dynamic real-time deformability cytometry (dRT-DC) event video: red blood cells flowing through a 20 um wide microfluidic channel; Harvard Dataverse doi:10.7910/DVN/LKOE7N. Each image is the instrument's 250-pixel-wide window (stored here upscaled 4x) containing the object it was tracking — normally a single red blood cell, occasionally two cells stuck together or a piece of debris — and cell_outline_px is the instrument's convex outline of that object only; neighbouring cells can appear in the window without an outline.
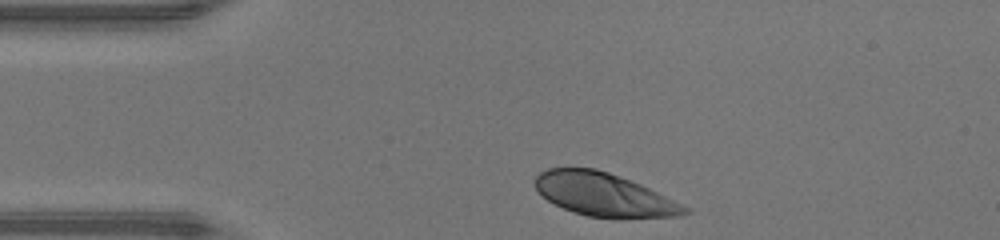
{"species": "human", "species_latin": "Homo sapiens", "temperature_condition": "warm", "stored_images_in_passage": 29, "camera_frame_rate_fps": 3000, "um_per_image_px": 0.085, "donor": {"sex": "male"}, "frame": {"image": 1, "passage_image": 1, "time_ms": 0.0, "image_size_px": [1000, 240], "cell_outline_px": [[692, 212], [680, 216], [620, 220], [616, 220], [588, 216], [564, 208], [548, 200], [532, 184], [532, 180], [540, 172], [548, 168], [596, 168], [620, 176], [640, 184], [688, 208]], "centroid_in_image_um": [51.34, 16.57], "position_along_channel_um": 33.7, "area_um2": 37.92}}
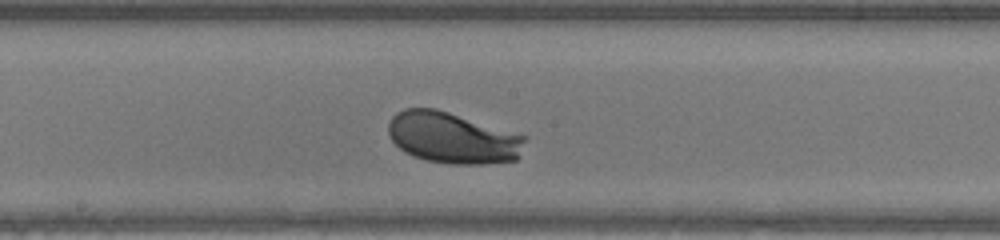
{"frame": {"image": 2, "passage_image": 16, "time_ms": 5.0, "image_size_px": [1000, 240], "cell_outline_px": [[528, 136], [520, 156], [516, 160], [484, 164], [452, 164], [428, 160], [412, 156], [404, 152], [392, 140], [388, 132], [388, 124], [392, 116], [396, 112], [404, 108], [436, 108]], "centroid_in_image_um": [38.49, 11.71], "position_along_channel_um": 209.7, "area_um2": 41.04}}
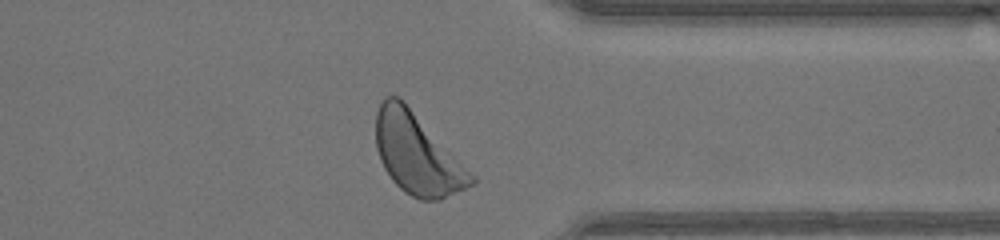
{"frame": {"image": 3, "passage_image": 28, "time_ms": 9.0, "image_size_px": [1000, 240], "cell_outline_px": [[476, 184], [440, 200], [420, 200], [404, 192], [392, 180], [384, 168], [380, 160], [376, 148], [376, 112], [384, 96], [396, 96], [404, 100], [476, 176]], "centroid_in_image_um": [35.48, 13.1], "position_along_channel_um": 375.9, "area_um2": 45.08}, "authors_computed_cell_mechanics": {"area_um2": 39.7086, "velocity_mm_per_s": 4.3402, "shape_relaxation_time_tau1_ms": 1.2417, "shape_relaxation_time_tau2_ms": null, "deformation_change_tau1": 0.1294, "deformation_change_tau2": null}}